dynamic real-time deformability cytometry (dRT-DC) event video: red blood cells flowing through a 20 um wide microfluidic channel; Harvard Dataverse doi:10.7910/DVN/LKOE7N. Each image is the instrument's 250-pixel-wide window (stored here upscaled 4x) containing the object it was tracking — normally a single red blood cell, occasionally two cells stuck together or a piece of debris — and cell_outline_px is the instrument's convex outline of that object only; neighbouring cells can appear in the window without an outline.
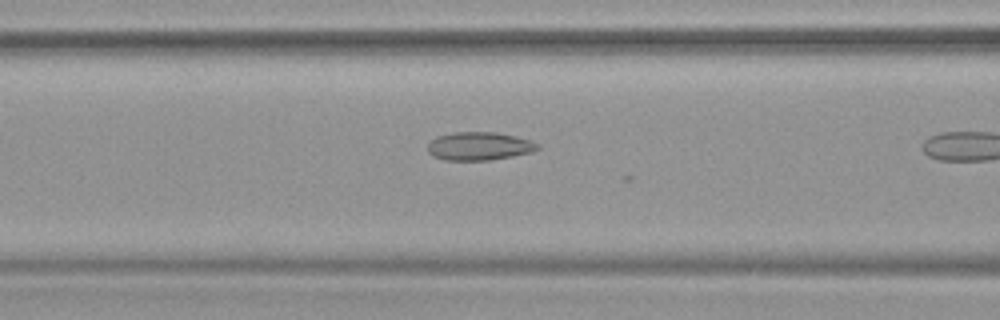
{"species": "common noctule bat (a hibernating species)", "species_latin": "Nyctalus noctula", "temperature_condition": "warm", "stored_images_in_passage": 12, "camera_frame_rate_fps": 3000, "um_per_image_px": 0.085, "animal": {"sex": "female", "body_mass_g": 19.9}, "frame": {"image": 1, "passage_image": 11, "time_ms": 3.333, "image_size_px": [1000, 320], "cell_outline_px": [[540, 148], [532, 152], [512, 156], [488, 160], [444, 160], [432, 156], [428, 152], [428, 144], [436, 136], [452, 132], [496, 132], [516, 136], [540, 144]], "centroid_in_image_um": [40.72, 12.42], "position_along_channel_um": 125.9, "area_um2": 18.15}}